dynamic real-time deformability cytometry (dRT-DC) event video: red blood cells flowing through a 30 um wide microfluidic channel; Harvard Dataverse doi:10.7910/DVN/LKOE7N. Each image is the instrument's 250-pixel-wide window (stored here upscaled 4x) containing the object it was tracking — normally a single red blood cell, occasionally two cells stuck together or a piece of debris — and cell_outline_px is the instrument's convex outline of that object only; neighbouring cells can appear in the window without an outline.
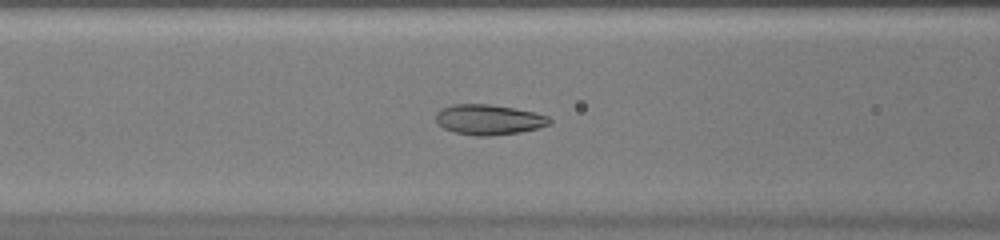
{"species": "common noctule bat (a hibernating species)", "species_latin": "Nyctalus noctula", "temperature_condition": "warm", "stored_images_in_passage": 47, "camera_frame_rate_fps": 3000, "um_per_image_px": 0.085, "animal": {"sex": "female", "body_mass_g": 20.0, "forearm_length_mm": 54.0}, "frame": {"image": 1, "passage_image": 20, "time_ms": 6.333, "image_size_px": [1000, 240], "cell_outline_px": [[552, 120], [548, 124], [536, 128], [520, 132], [488, 136], [476, 136], [456, 132], [444, 128], [436, 124], [436, 112], [452, 104], [488, 104], [512, 108], [532, 112], [548, 116]], "centroid_in_image_um": [41.5, 10.17], "position_along_channel_um": 125.1, "area_um2": 19.77}}
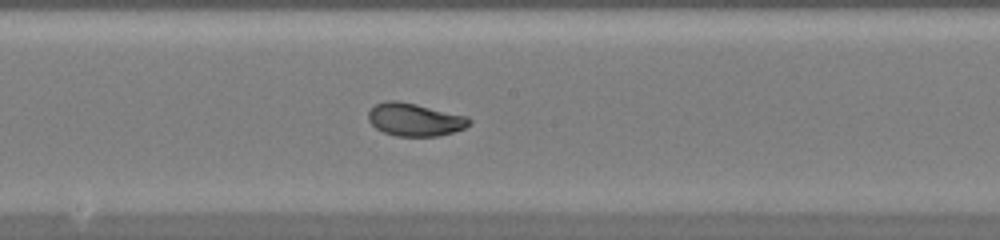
{"frame": {"image": 2, "passage_image": 26, "time_ms": 8.333, "image_size_px": [1000, 240], "cell_outline_px": [[472, 124], [464, 128], [452, 132], [436, 136], [396, 136], [384, 132], [376, 128], [368, 120], [368, 112], [376, 104], [388, 100], [396, 100], [416, 104], [468, 116], [472, 120]], "centroid_in_image_um": [35.27, 10.16], "position_along_channel_um": 212.9, "area_um2": 19.31}}
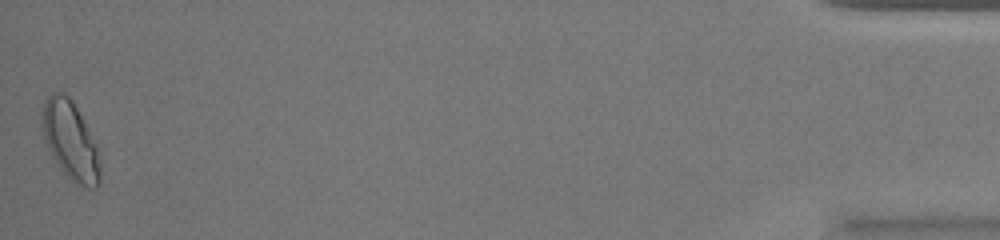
{"frame": {"image": 3, "passage_image": 47, "time_ms": 15.333, "image_size_px": [1000, 240], "cell_outline_px": [[100, 184], [96, 188], [88, 188], [76, 184], [60, 168], [52, 156], [44, 140], [40, 128], [40, 120], [44, 104], [48, 96], [52, 92], [64, 92], [72, 100], [96, 144], [100, 164]], "centroid_in_image_um": [5.96, 11.95], "position_along_channel_um": 429.2, "area_um2": 26.53}}